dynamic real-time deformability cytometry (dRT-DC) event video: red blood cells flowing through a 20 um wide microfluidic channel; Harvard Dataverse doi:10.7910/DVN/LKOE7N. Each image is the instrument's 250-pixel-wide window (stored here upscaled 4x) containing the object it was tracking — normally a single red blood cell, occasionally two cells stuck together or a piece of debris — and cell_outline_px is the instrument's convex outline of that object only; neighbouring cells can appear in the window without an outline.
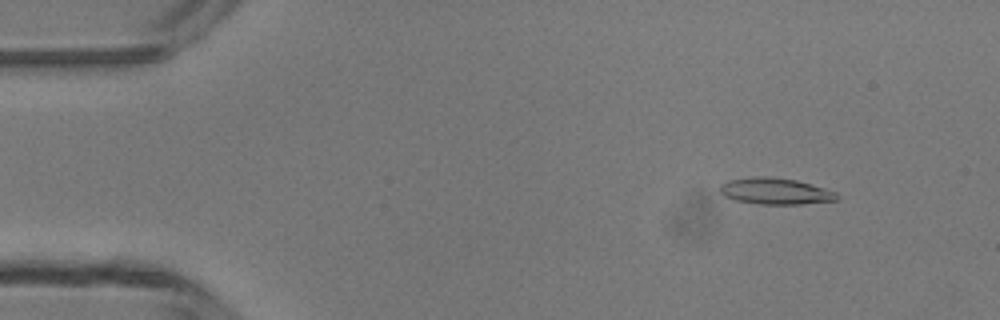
{"species": "common noctule bat (a hibernating species)", "species_latin": "Nyctalus noctula", "temperature_condition": "room temperature", "stored_images_in_passage": 5, "camera_frame_rate_fps": 3000, "um_per_image_px": 0.085, "animal": {"sex": "male", "body_mass_g": 13.3}, "frame": {"image": 1, "passage_image": 2, "time_ms": 1.333, "image_size_px": [1000, 320], "cell_outline_px": [[840, 196], [836, 200], [800, 204], [760, 204], [736, 200], [724, 196], [720, 192], [720, 184], [728, 180], [756, 176], [772, 176], [796, 180], [812, 184], [836, 192]], "centroid_in_image_um": [65.9, 16.24], "position_along_channel_um": 19.1, "area_um2": 18.03}}
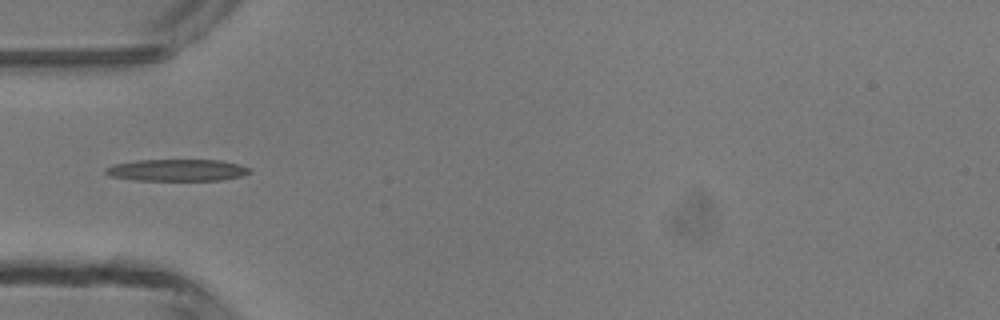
{"frame": {"image": 2, "passage_image": 5, "time_ms": 4.667, "image_size_px": [1000, 320], "cell_outline_px": [[252, 172], [240, 176], [224, 180], [136, 180], [108, 176], [104, 172], [104, 168], [112, 164], [136, 160], [220, 160], [252, 168]], "centroid_in_image_um": [15.01, 14.46], "position_along_channel_um": 70.0, "area_um2": 18.44}}